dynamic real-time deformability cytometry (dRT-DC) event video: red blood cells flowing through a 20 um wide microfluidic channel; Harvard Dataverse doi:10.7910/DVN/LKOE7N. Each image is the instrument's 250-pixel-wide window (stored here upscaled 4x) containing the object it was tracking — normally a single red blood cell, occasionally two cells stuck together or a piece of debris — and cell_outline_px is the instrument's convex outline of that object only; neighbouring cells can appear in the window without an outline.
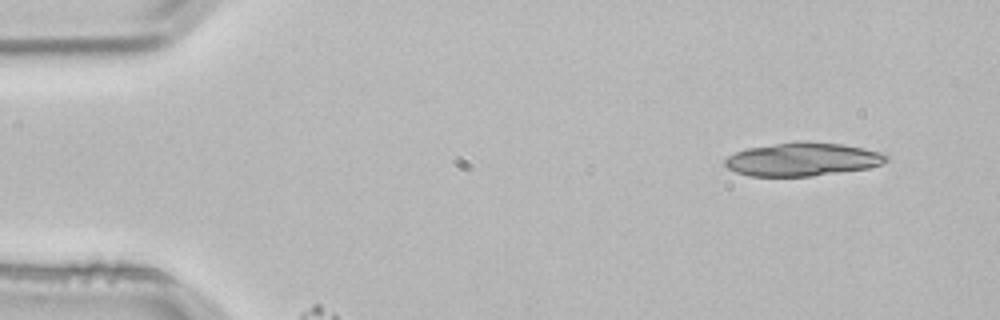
{"species": "common noctule bat (a hibernating species)", "species_latin": "Nyctalus noctula", "temperature_condition": "room temperature", "stored_images_in_passage": 4, "camera_frame_rate_fps": 3000, "um_per_image_px": 0.085, "animal": {"sex": "male", "body_mass_g": 21.5, "forearm_length_mm": 52.0}, "frame": {"image": 1, "passage_image": 1, "time_ms": 0.0, "image_size_px": [1000, 320], "cell_outline_px": [[888, 160], [884, 164], [868, 168], [812, 176], [748, 176], [736, 172], [728, 168], [724, 164], [724, 160], [728, 156], [736, 152], [748, 148], [796, 140], [804, 140], [844, 144], [888, 152]], "centroid_in_image_um": [68.29, 13.52], "position_along_channel_um": 16.7, "area_um2": 31.96}}